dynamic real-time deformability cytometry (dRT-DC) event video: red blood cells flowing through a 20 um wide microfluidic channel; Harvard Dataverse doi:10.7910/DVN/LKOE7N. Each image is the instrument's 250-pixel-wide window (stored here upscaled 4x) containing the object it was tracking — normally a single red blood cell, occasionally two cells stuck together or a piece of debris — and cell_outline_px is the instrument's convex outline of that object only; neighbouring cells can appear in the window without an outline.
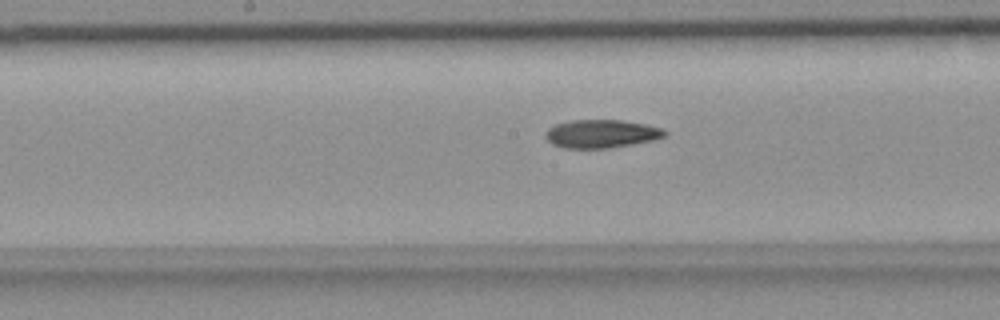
{"species": "common noctule bat (a hibernating species)", "species_latin": "Nyctalus noctula", "temperature_condition": "room temperature", "stored_images_in_passage": 41, "camera_frame_rate_fps": 3000, "um_per_image_px": 0.085, "animal": {"sex": "female", "body_mass_g": 18.4}, "frame": {"image": 1, "passage_image": 14, "time_ms": 4.333, "image_size_px": [1000, 320], "cell_outline_px": [[668, 132], [664, 136], [652, 140], [632, 144], [608, 148], [564, 148], [552, 144], [544, 136], [548, 128], [556, 124], [572, 120], [620, 120], [644, 124], [660, 128]], "centroid_in_image_um": [51.08, 11.37], "position_along_channel_um": 197.1, "area_um2": 19.42}}
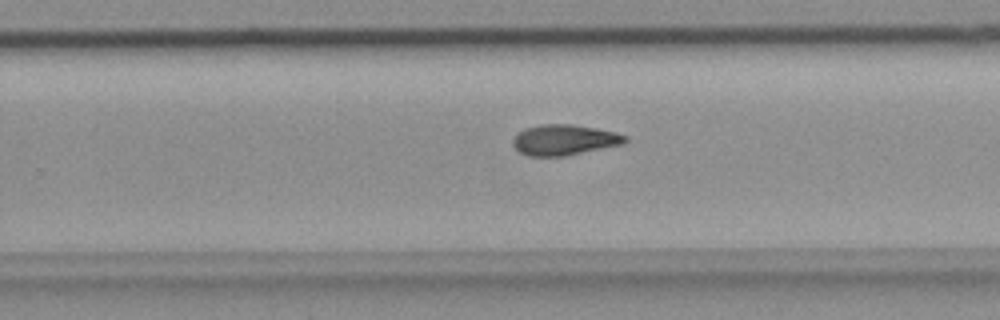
{"frame": {"image": 2, "passage_image": 21, "time_ms": 6.667, "image_size_px": [1000, 320], "cell_outline_px": [[628, 140], [624, 144], [564, 156], [528, 156], [520, 152], [512, 144], [512, 140], [524, 128], [540, 124], [572, 124], [596, 128], [616, 132], [628, 136]], "centroid_in_image_um": [47.99, 11.88], "position_along_channel_um": 281.8, "area_um2": 20.06}}
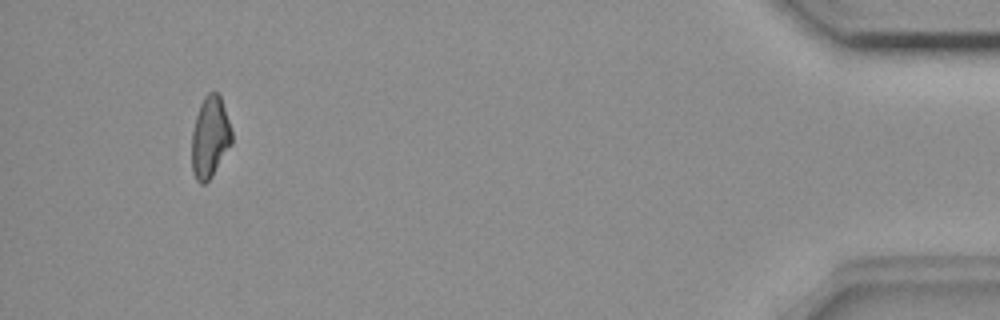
{"frame": {"image": 3, "passage_image": 38, "time_ms": 12.333, "image_size_px": [1000, 320], "cell_outline_px": [[232, 144], [212, 176], [204, 184], [200, 184], [196, 180], [192, 172], [192, 132], [196, 116], [200, 104], [204, 96], [208, 92], [216, 92], [220, 96], [232, 132]], "centroid_in_image_um": [17.84, 11.68], "position_along_channel_um": 417.4, "area_um2": 18.9}, "authors_computed_cell_mechanics": {"area_um2": 19.652, "velocity_mm_per_s": 3.6509, "shape_relaxation_time_tau1_ms": null, "shape_relaxation_time_tau2_ms": 8.0848, "deformation_change_tau1": null, "deformation_change_tau2": 0.1675}}